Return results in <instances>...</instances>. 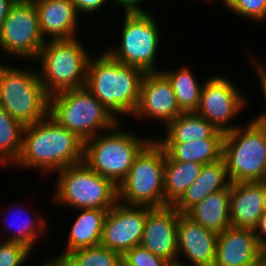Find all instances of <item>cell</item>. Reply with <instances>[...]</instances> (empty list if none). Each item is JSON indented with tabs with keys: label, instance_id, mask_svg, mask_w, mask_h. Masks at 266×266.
<instances>
[{
	"label": "cell",
	"instance_id": "1",
	"mask_svg": "<svg viewBox=\"0 0 266 266\" xmlns=\"http://www.w3.org/2000/svg\"><path fill=\"white\" fill-rule=\"evenodd\" d=\"M83 151L84 142L48 114L24 127L21 153L13 165L20 169L35 168L48 177L82 163Z\"/></svg>",
	"mask_w": 266,
	"mask_h": 266
},
{
	"label": "cell",
	"instance_id": "2",
	"mask_svg": "<svg viewBox=\"0 0 266 266\" xmlns=\"http://www.w3.org/2000/svg\"><path fill=\"white\" fill-rule=\"evenodd\" d=\"M100 54L88 61L85 88L120 122V115L134 114L145 72L122 64L106 49Z\"/></svg>",
	"mask_w": 266,
	"mask_h": 266
},
{
	"label": "cell",
	"instance_id": "3",
	"mask_svg": "<svg viewBox=\"0 0 266 266\" xmlns=\"http://www.w3.org/2000/svg\"><path fill=\"white\" fill-rule=\"evenodd\" d=\"M120 123L85 141L83 151V162L117 187L126 178L136 156L152 140L121 128Z\"/></svg>",
	"mask_w": 266,
	"mask_h": 266
},
{
	"label": "cell",
	"instance_id": "4",
	"mask_svg": "<svg viewBox=\"0 0 266 266\" xmlns=\"http://www.w3.org/2000/svg\"><path fill=\"white\" fill-rule=\"evenodd\" d=\"M81 41L76 37L47 40L43 44L34 62L40 64L38 75L49 96L85 87L91 52Z\"/></svg>",
	"mask_w": 266,
	"mask_h": 266
},
{
	"label": "cell",
	"instance_id": "5",
	"mask_svg": "<svg viewBox=\"0 0 266 266\" xmlns=\"http://www.w3.org/2000/svg\"><path fill=\"white\" fill-rule=\"evenodd\" d=\"M30 68L0 62V106L23 126L37 123L49 114V95L37 70Z\"/></svg>",
	"mask_w": 266,
	"mask_h": 266
},
{
	"label": "cell",
	"instance_id": "6",
	"mask_svg": "<svg viewBox=\"0 0 266 266\" xmlns=\"http://www.w3.org/2000/svg\"><path fill=\"white\" fill-rule=\"evenodd\" d=\"M49 115L83 142L119 122L85 87L50 95Z\"/></svg>",
	"mask_w": 266,
	"mask_h": 266
},
{
	"label": "cell",
	"instance_id": "7",
	"mask_svg": "<svg viewBox=\"0 0 266 266\" xmlns=\"http://www.w3.org/2000/svg\"><path fill=\"white\" fill-rule=\"evenodd\" d=\"M55 176L52 200L56 206L110 209L118 202V187L84 162L58 170Z\"/></svg>",
	"mask_w": 266,
	"mask_h": 266
},
{
	"label": "cell",
	"instance_id": "8",
	"mask_svg": "<svg viewBox=\"0 0 266 266\" xmlns=\"http://www.w3.org/2000/svg\"><path fill=\"white\" fill-rule=\"evenodd\" d=\"M246 124L224 134L222 158L230 183L266 180V127L254 119Z\"/></svg>",
	"mask_w": 266,
	"mask_h": 266
},
{
	"label": "cell",
	"instance_id": "9",
	"mask_svg": "<svg viewBox=\"0 0 266 266\" xmlns=\"http://www.w3.org/2000/svg\"><path fill=\"white\" fill-rule=\"evenodd\" d=\"M166 153L153 138L136 156L126 178L118 186V201L125 205L165 207Z\"/></svg>",
	"mask_w": 266,
	"mask_h": 266
},
{
	"label": "cell",
	"instance_id": "10",
	"mask_svg": "<svg viewBox=\"0 0 266 266\" xmlns=\"http://www.w3.org/2000/svg\"><path fill=\"white\" fill-rule=\"evenodd\" d=\"M123 13L121 41L118 46H108L106 51L122 64L145 73L159 71L156 66L162 35L155 14L152 11Z\"/></svg>",
	"mask_w": 266,
	"mask_h": 266
},
{
	"label": "cell",
	"instance_id": "11",
	"mask_svg": "<svg viewBox=\"0 0 266 266\" xmlns=\"http://www.w3.org/2000/svg\"><path fill=\"white\" fill-rule=\"evenodd\" d=\"M45 42L33 1H15L0 29L2 54L7 60L15 57L34 63Z\"/></svg>",
	"mask_w": 266,
	"mask_h": 266
},
{
	"label": "cell",
	"instance_id": "12",
	"mask_svg": "<svg viewBox=\"0 0 266 266\" xmlns=\"http://www.w3.org/2000/svg\"><path fill=\"white\" fill-rule=\"evenodd\" d=\"M205 80L200 103L195 112L209 121L218 131L224 134L233 131L241 125L232 124L233 119L248 105L247 99L241 93L243 91H240L233 80L220 73L206 77Z\"/></svg>",
	"mask_w": 266,
	"mask_h": 266
},
{
	"label": "cell",
	"instance_id": "13",
	"mask_svg": "<svg viewBox=\"0 0 266 266\" xmlns=\"http://www.w3.org/2000/svg\"><path fill=\"white\" fill-rule=\"evenodd\" d=\"M150 206L125 205L119 201L109 209L100 245L123 255L139 246Z\"/></svg>",
	"mask_w": 266,
	"mask_h": 266
},
{
	"label": "cell",
	"instance_id": "14",
	"mask_svg": "<svg viewBox=\"0 0 266 266\" xmlns=\"http://www.w3.org/2000/svg\"><path fill=\"white\" fill-rule=\"evenodd\" d=\"M182 113L167 77L161 72H146L140 86V98L132 118L161 121L166 126Z\"/></svg>",
	"mask_w": 266,
	"mask_h": 266
},
{
	"label": "cell",
	"instance_id": "15",
	"mask_svg": "<svg viewBox=\"0 0 266 266\" xmlns=\"http://www.w3.org/2000/svg\"><path fill=\"white\" fill-rule=\"evenodd\" d=\"M217 239L218 234L216 232L204 228L185 214H179L177 223V266H186V261L191 266H213Z\"/></svg>",
	"mask_w": 266,
	"mask_h": 266
},
{
	"label": "cell",
	"instance_id": "16",
	"mask_svg": "<svg viewBox=\"0 0 266 266\" xmlns=\"http://www.w3.org/2000/svg\"><path fill=\"white\" fill-rule=\"evenodd\" d=\"M179 212L173 206L153 208L145 222L140 246L177 266V223Z\"/></svg>",
	"mask_w": 266,
	"mask_h": 266
},
{
	"label": "cell",
	"instance_id": "17",
	"mask_svg": "<svg viewBox=\"0 0 266 266\" xmlns=\"http://www.w3.org/2000/svg\"><path fill=\"white\" fill-rule=\"evenodd\" d=\"M260 249L254 229L230 226L218 234L213 266H257Z\"/></svg>",
	"mask_w": 266,
	"mask_h": 266
},
{
	"label": "cell",
	"instance_id": "18",
	"mask_svg": "<svg viewBox=\"0 0 266 266\" xmlns=\"http://www.w3.org/2000/svg\"><path fill=\"white\" fill-rule=\"evenodd\" d=\"M33 3L46 41L78 37L80 15L70 0H33Z\"/></svg>",
	"mask_w": 266,
	"mask_h": 266
},
{
	"label": "cell",
	"instance_id": "19",
	"mask_svg": "<svg viewBox=\"0 0 266 266\" xmlns=\"http://www.w3.org/2000/svg\"><path fill=\"white\" fill-rule=\"evenodd\" d=\"M263 212V181L230 183L232 227L254 229Z\"/></svg>",
	"mask_w": 266,
	"mask_h": 266
},
{
	"label": "cell",
	"instance_id": "20",
	"mask_svg": "<svg viewBox=\"0 0 266 266\" xmlns=\"http://www.w3.org/2000/svg\"><path fill=\"white\" fill-rule=\"evenodd\" d=\"M67 236L66 247L60 254L48 259L60 262L68 253L100 245L104 221L109 209L81 208ZM65 251V252H64Z\"/></svg>",
	"mask_w": 266,
	"mask_h": 266
},
{
	"label": "cell",
	"instance_id": "21",
	"mask_svg": "<svg viewBox=\"0 0 266 266\" xmlns=\"http://www.w3.org/2000/svg\"><path fill=\"white\" fill-rule=\"evenodd\" d=\"M229 186L230 180L223 158L214 163L204 164L198 178L172 206L180 214H185L211 193L225 190Z\"/></svg>",
	"mask_w": 266,
	"mask_h": 266
},
{
	"label": "cell",
	"instance_id": "22",
	"mask_svg": "<svg viewBox=\"0 0 266 266\" xmlns=\"http://www.w3.org/2000/svg\"><path fill=\"white\" fill-rule=\"evenodd\" d=\"M185 215L206 229L217 234L222 233L231 226L230 186L225 190L211 193L191 207Z\"/></svg>",
	"mask_w": 266,
	"mask_h": 266
},
{
	"label": "cell",
	"instance_id": "23",
	"mask_svg": "<svg viewBox=\"0 0 266 266\" xmlns=\"http://www.w3.org/2000/svg\"><path fill=\"white\" fill-rule=\"evenodd\" d=\"M164 138L158 143H189L204 138H224L209 121L196 112H182L164 127Z\"/></svg>",
	"mask_w": 266,
	"mask_h": 266
},
{
	"label": "cell",
	"instance_id": "24",
	"mask_svg": "<svg viewBox=\"0 0 266 266\" xmlns=\"http://www.w3.org/2000/svg\"><path fill=\"white\" fill-rule=\"evenodd\" d=\"M22 207H23V204H19L17 206L15 204V206L13 205L12 208L18 209L21 214L24 210V212L25 213L27 212L29 215L26 213V217L23 218L24 217V214H23L22 215L23 217L20 216V218H22L20 220V218H17L18 215H16V211L14 209H11L10 212H14V216H16V217L14 218V216H13V220H10L12 218H10V216L8 217V215H11V213L10 214L8 213V215H5L6 216V217H4L5 221L3 220L4 224L3 223L1 224L2 225L1 229H3L0 231V234L2 235L1 238L4 241L19 242V243L25 244L29 248L34 250L33 248L36 247V244L38 242L37 240H39L38 238L40 236H41L40 238H43L42 237V236H44L43 234L44 233L46 234L45 231H47L46 229L49 227L46 224L48 222L46 221V218L42 217L43 215H39L40 214L39 210L37 213H35V211L33 209V211L31 210L30 213H34V214H30L28 212V210L25 209V207L24 208H22ZM20 213H18V214H20Z\"/></svg>",
	"mask_w": 266,
	"mask_h": 266
},
{
	"label": "cell",
	"instance_id": "25",
	"mask_svg": "<svg viewBox=\"0 0 266 266\" xmlns=\"http://www.w3.org/2000/svg\"><path fill=\"white\" fill-rule=\"evenodd\" d=\"M224 138H204L189 143H159L166 155L181 162L210 164L222 159Z\"/></svg>",
	"mask_w": 266,
	"mask_h": 266
},
{
	"label": "cell",
	"instance_id": "26",
	"mask_svg": "<svg viewBox=\"0 0 266 266\" xmlns=\"http://www.w3.org/2000/svg\"><path fill=\"white\" fill-rule=\"evenodd\" d=\"M202 164L181 162L165 157L164 195L165 207L172 206L198 178Z\"/></svg>",
	"mask_w": 266,
	"mask_h": 266
},
{
	"label": "cell",
	"instance_id": "27",
	"mask_svg": "<svg viewBox=\"0 0 266 266\" xmlns=\"http://www.w3.org/2000/svg\"><path fill=\"white\" fill-rule=\"evenodd\" d=\"M181 66H179L177 70L159 69V71H161L171 83L180 110L182 112H195L200 103L204 82H199L198 77H196L189 66Z\"/></svg>",
	"mask_w": 266,
	"mask_h": 266
},
{
	"label": "cell",
	"instance_id": "28",
	"mask_svg": "<svg viewBox=\"0 0 266 266\" xmlns=\"http://www.w3.org/2000/svg\"><path fill=\"white\" fill-rule=\"evenodd\" d=\"M24 127L0 106V165L11 167L18 159L23 140Z\"/></svg>",
	"mask_w": 266,
	"mask_h": 266
},
{
	"label": "cell",
	"instance_id": "29",
	"mask_svg": "<svg viewBox=\"0 0 266 266\" xmlns=\"http://www.w3.org/2000/svg\"><path fill=\"white\" fill-rule=\"evenodd\" d=\"M60 263L63 266H122V255L105 246L97 245L74 250Z\"/></svg>",
	"mask_w": 266,
	"mask_h": 266
},
{
	"label": "cell",
	"instance_id": "30",
	"mask_svg": "<svg viewBox=\"0 0 266 266\" xmlns=\"http://www.w3.org/2000/svg\"><path fill=\"white\" fill-rule=\"evenodd\" d=\"M222 4L228 12L242 16V19H251L258 24L266 22V0H224Z\"/></svg>",
	"mask_w": 266,
	"mask_h": 266
},
{
	"label": "cell",
	"instance_id": "31",
	"mask_svg": "<svg viewBox=\"0 0 266 266\" xmlns=\"http://www.w3.org/2000/svg\"><path fill=\"white\" fill-rule=\"evenodd\" d=\"M0 242V266H23L33 253L25 244L4 240Z\"/></svg>",
	"mask_w": 266,
	"mask_h": 266
},
{
	"label": "cell",
	"instance_id": "32",
	"mask_svg": "<svg viewBox=\"0 0 266 266\" xmlns=\"http://www.w3.org/2000/svg\"><path fill=\"white\" fill-rule=\"evenodd\" d=\"M123 266H171L166 260L149 250L135 246L122 255Z\"/></svg>",
	"mask_w": 266,
	"mask_h": 266
},
{
	"label": "cell",
	"instance_id": "33",
	"mask_svg": "<svg viewBox=\"0 0 266 266\" xmlns=\"http://www.w3.org/2000/svg\"><path fill=\"white\" fill-rule=\"evenodd\" d=\"M79 15L82 13H87V16L93 14H99V11H102V7L107 4L110 0H70ZM81 13V14H80ZM89 14V15H88Z\"/></svg>",
	"mask_w": 266,
	"mask_h": 266
},
{
	"label": "cell",
	"instance_id": "34",
	"mask_svg": "<svg viewBox=\"0 0 266 266\" xmlns=\"http://www.w3.org/2000/svg\"><path fill=\"white\" fill-rule=\"evenodd\" d=\"M113 5L118 8H122L124 12H148L146 8L143 9V4L147 2V0H111Z\"/></svg>",
	"mask_w": 266,
	"mask_h": 266
},
{
	"label": "cell",
	"instance_id": "35",
	"mask_svg": "<svg viewBox=\"0 0 266 266\" xmlns=\"http://www.w3.org/2000/svg\"><path fill=\"white\" fill-rule=\"evenodd\" d=\"M254 233L260 247L266 246V211L261 215L257 226L254 228Z\"/></svg>",
	"mask_w": 266,
	"mask_h": 266
},
{
	"label": "cell",
	"instance_id": "36",
	"mask_svg": "<svg viewBox=\"0 0 266 266\" xmlns=\"http://www.w3.org/2000/svg\"><path fill=\"white\" fill-rule=\"evenodd\" d=\"M258 81H260V86H261V90H262V94H263V104H265L266 107V79H259ZM257 123L261 124L262 126L266 127V108L264 109V111H260L259 114L256 115L255 118H253Z\"/></svg>",
	"mask_w": 266,
	"mask_h": 266
},
{
	"label": "cell",
	"instance_id": "37",
	"mask_svg": "<svg viewBox=\"0 0 266 266\" xmlns=\"http://www.w3.org/2000/svg\"><path fill=\"white\" fill-rule=\"evenodd\" d=\"M256 56L257 55H255V56L251 55L250 56V58H249V59H251L250 62L251 61L253 62L252 63L253 65H251V66H253V68H255L254 70L256 72L258 79H266V61H264V62L261 61V63H260L259 60H257L255 58Z\"/></svg>",
	"mask_w": 266,
	"mask_h": 266
},
{
	"label": "cell",
	"instance_id": "38",
	"mask_svg": "<svg viewBox=\"0 0 266 266\" xmlns=\"http://www.w3.org/2000/svg\"><path fill=\"white\" fill-rule=\"evenodd\" d=\"M14 0H0V29Z\"/></svg>",
	"mask_w": 266,
	"mask_h": 266
},
{
	"label": "cell",
	"instance_id": "39",
	"mask_svg": "<svg viewBox=\"0 0 266 266\" xmlns=\"http://www.w3.org/2000/svg\"><path fill=\"white\" fill-rule=\"evenodd\" d=\"M259 266H266V246L260 249Z\"/></svg>",
	"mask_w": 266,
	"mask_h": 266
},
{
	"label": "cell",
	"instance_id": "40",
	"mask_svg": "<svg viewBox=\"0 0 266 266\" xmlns=\"http://www.w3.org/2000/svg\"><path fill=\"white\" fill-rule=\"evenodd\" d=\"M42 265L40 266H63L60 262H57V261H53L51 259H44V262L42 263Z\"/></svg>",
	"mask_w": 266,
	"mask_h": 266
},
{
	"label": "cell",
	"instance_id": "41",
	"mask_svg": "<svg viewBox=\"0 0 266 266\" xmlns=\"http://www.w3.org/2000/svg\"><path fill=\"white\" fill-rule=\"evenodd\" d=\"M264 211H266V180L263 181Z\"/></svg>",
	"mask_w": 266,
	"mask_h": 266
},
{
	"label": "cell",
	"instance_id": "42",
	"mask_svg": "<svg viewBox=\"0 0 266 266\" xmlns=\"http://www.w3.org/2000/svg\"><path fill=\"white\" fill-rule=\"evenodd\" d=\"M14 1H33V0H14Z\"/></svg>",
	"mask_w": 266,
	"mask_h": 266
}]
</instances>
